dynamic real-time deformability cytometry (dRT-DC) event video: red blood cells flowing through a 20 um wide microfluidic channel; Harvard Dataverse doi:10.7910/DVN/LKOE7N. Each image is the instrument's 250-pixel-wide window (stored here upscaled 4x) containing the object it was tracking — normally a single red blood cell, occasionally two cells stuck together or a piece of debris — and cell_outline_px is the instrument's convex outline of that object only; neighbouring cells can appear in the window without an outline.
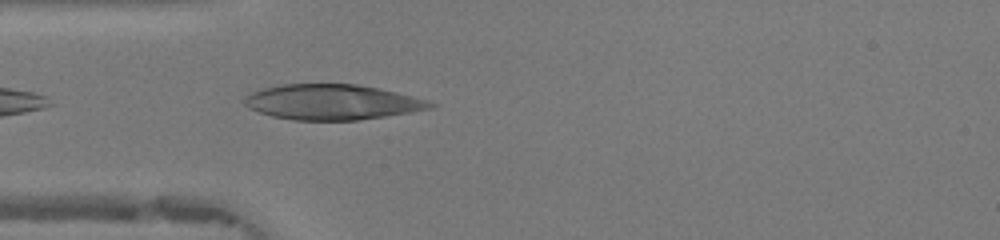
{"species": "human", "species_latin": "Homo sapiens", "temperature_condition": "warm", "stored_images_in_passage": 22, "camera_frame_rate_fps": 3000, "um_per_image_px": 0.085, "donor": {"sex": "female"}, "frame": {"image": 1, "passage_image": 2, "time_ms": 0.333, "image_size_px": [1000, 240], "cell_outline_px": [[436, 104], [432, 108], [360, 120], [292, 120], [272, 116], [248, 108], [244, 104], [244, 100], [252, 92], [264, 88], [280, 84], [356, 84], [380, 88], [428, 100]], "centroid_in_image_um": [28.22, 8.67], "position_along_channel_um": 56.8, "area_um2": 38.03}}
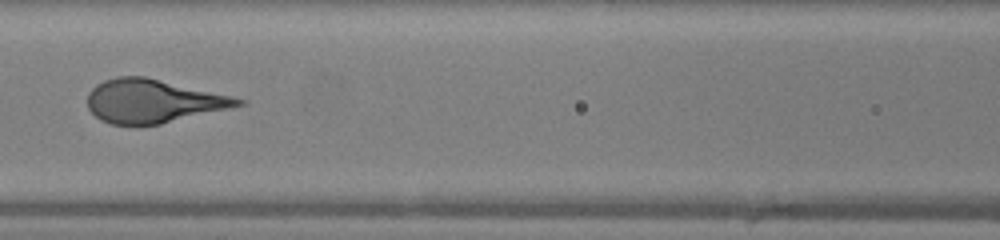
{"frame": {"image": 2, "passage_image": 9, "time_ms": 2.667, "image_size_px": [1000, 240], "cell_outline_px": [[248, 104], [160, 124], [112, 124], [100, 120], [88, 108], [88, 92], [96, 84], [104, 80], [116, 76], [144, 76], [232, 96], [248, 100]], "centroid_in_image_um": [13.02, 8.58], "position_along_channel_um": 153.6, "area_um2": 37.97}}
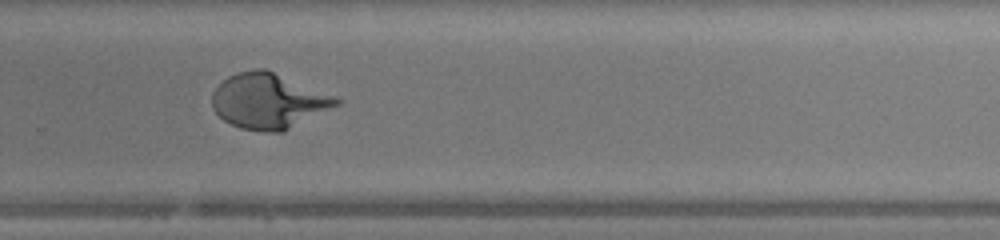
{"frame": {"image": 3, "passage_image": 20, "time_ms": 6.333, "image_size_px": [1000, 240], "cell_outline_px": [[340, 104], [284, 132], [264, 132], [240, 128], [224, 120], [212, 108], [212, 92], [228, 76], [240, 72], [256, 68], [264, 68], [336, 96], [340, 100]], "centroid_in_image_um": [22.83, 8.6], "position_along_channel_um": 307.0, "area_um2": 39.94}}